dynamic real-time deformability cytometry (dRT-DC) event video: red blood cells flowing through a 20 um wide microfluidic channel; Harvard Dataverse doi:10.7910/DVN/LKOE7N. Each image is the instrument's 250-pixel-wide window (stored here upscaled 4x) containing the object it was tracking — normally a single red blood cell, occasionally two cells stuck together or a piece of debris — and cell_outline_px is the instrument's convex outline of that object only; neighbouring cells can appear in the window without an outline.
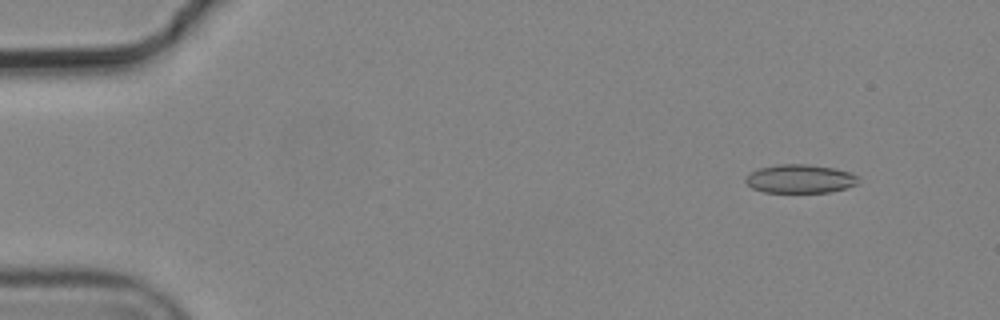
{"species": "common noctule bat (a hibernating species)", "species_latin": "Nyctalus noctula", "temperature_condition": "cold", "stored_images_in_passage": 3, "camera_frame_rate_fps": 3000, "um_per_image_px": 0.085, "animal": {"sex": "male", "body_mass_g": 19.2, "forearm_length_mm": 51.8}, "frame": {"image": 1, "passage_image": 1, "time_ms": 0.0, "image_size_px": [1000, 320], "cell_outline_px": [[860, 176], [856, 184], [844, 188], [828, 192], [764, 192], [752, 188], [744, 180], [752, 172], [760, 168], [776, 164], [808, 164], [836, 168]], "centroid_in_image_um": [68.01, 15.19], "position_along_channel_um": 17.0, "area_um2": 18.67}}